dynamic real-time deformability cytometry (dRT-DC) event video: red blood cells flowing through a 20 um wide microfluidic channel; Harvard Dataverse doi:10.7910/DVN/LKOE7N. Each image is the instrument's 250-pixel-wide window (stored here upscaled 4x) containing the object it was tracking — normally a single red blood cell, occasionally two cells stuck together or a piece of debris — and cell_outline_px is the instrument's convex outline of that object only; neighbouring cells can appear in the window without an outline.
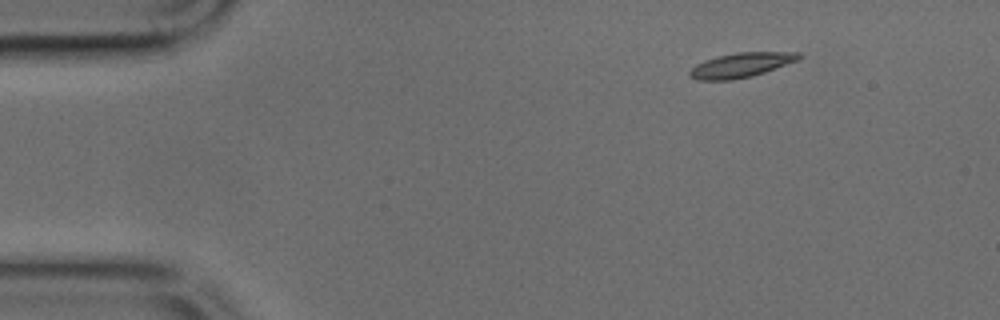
{"species": "common noctule bat (a hibernating species)", "species_latin": "Nyctalus noctula", "temperature_condition": "cold", "stored_images_in_passage": 43, "camera_frame_rate_fps": 3000, "um_per_image_px": 0.085, "animal": {"sex": "male", "body_mass_g": 17.9, "forearm_length_mm": 54.2}, "frame": {"image": 1, "passage_image": 1, "time_ms": 0.0, "image_size_px": [1000, 320], "cell_outline_px": [[804, 56], [800, 60], [752, 76], [732, 80], [696, 80], [688, 76], [688, 72], [696, 64], [704, 60], [736, 52], [800, 52]], "centroid_in_image_um": [63.01, 5.53], "position_along_channel_um": 22.0, "area_um2": 15.78}}
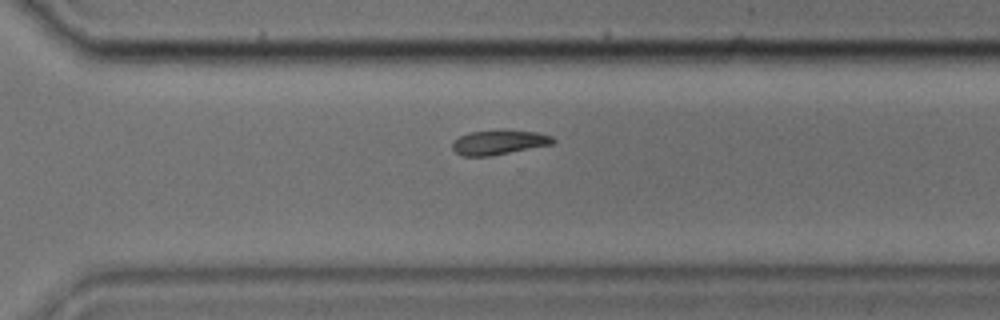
{"frame": {"image": 2, "passage_image": 29, "time_ms": 9.333, "image_size_px": [1000, 320], "cell_outline_px": [[556, 144], [492, 156], [464, 156], [456, 152], [452, 148], [452, 144], [460, 136], [472, 132], [536, 132], [552, 136], [556, 140]], "centroid_in_image_um": [42.47, 12.15], "position_along_channel_um": 328.1, "area_um2": 13.93}}
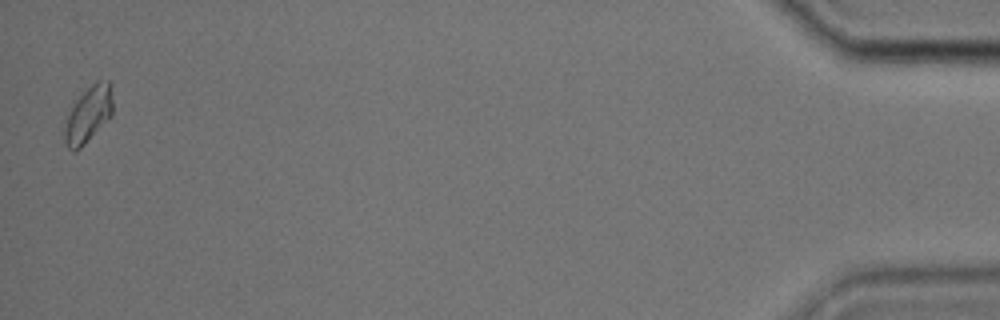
{"frame": {"image": 3, "passage_image": 43, "time_ms": 14.0, "image_size_px": [1000, 320], "cell_outline_px": [[112, 116], [76, 152], [72, 152], [64, 144], [64, 128], [68, 116], [76, 100], [96, 80], [108, 80], [112, 84]], "centroid_in_image_um": [7.53, 9.74], "position_along_channel_um": 427.7, "area_um2": 15.72}}